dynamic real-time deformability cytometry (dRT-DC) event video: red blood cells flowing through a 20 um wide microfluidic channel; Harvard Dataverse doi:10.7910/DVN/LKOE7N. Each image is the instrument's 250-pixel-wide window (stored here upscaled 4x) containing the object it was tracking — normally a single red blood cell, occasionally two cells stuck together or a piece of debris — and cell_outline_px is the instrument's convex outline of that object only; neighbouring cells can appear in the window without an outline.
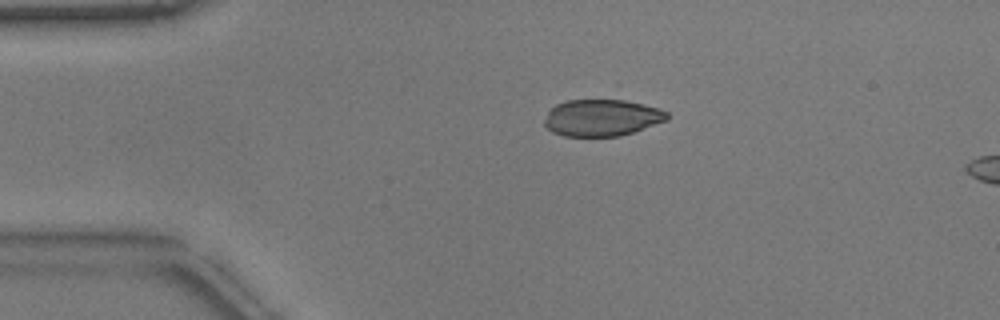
{"species": "common noctule bat (a hibernating species)", "species_latin": "Nyctalus noctula", "temperature_condition": "warm", "stored_images_in_passage": 15, "camera_frame_rate_fps": 3000, "um_per_image_px": 0.085, "animal": {"sex": "male", "body_mass_g": 17.9}, "frame": {"image": 1, "passage_image": 11, "time_ms": 3.333, "image_size_px": [1000, 320], "cell_outline_px": [[668, 120], [620, 136], [564, 136], [552, 132], [544, 124], [544, 120], [548, 112], [556, 104], [616, 84], [668, 112]], "centroid_in_image_um": [51.33, 9.7], "position_along_channel_um": 33.7, "area_um2": 31.27}}